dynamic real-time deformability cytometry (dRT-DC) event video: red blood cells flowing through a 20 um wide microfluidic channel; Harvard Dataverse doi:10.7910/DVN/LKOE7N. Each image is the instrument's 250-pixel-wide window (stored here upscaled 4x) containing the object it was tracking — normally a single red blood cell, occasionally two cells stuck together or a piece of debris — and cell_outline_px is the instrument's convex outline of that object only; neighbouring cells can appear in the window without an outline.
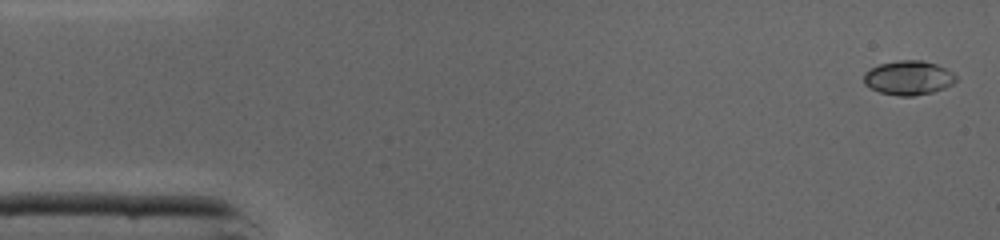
{"species": "common noctule bat (a hibernating species)", "species_latin": "Nyctalus noctula", "temperature_condition": "cold", "stored_images_in_passage": 45, "camera_frame_rate_fps": 3000, "um_per_image_px": 0.085, "animal": {"sex": "male", "body_mass_g": 19.0, "forearm_length_mm": 50.8}, "frame": {"image": 1, "passage_image": 1, "time_ms": 0.0, "image_size_px": [1000, 240], "cell_outline_px": [[956, 80], [952, 84], [944, 88], [932, 92], [912, 96], [900, 96], [880, 92], [864, 84], [864, 72], [880, 64], [896, 60], [924, 60], [936, 64], [952, 72], [956, 76]], "centroid_in_image_um": [77.22, 6.6], "position_along_channel_um": 7.8, "area_um2": 18.26}}
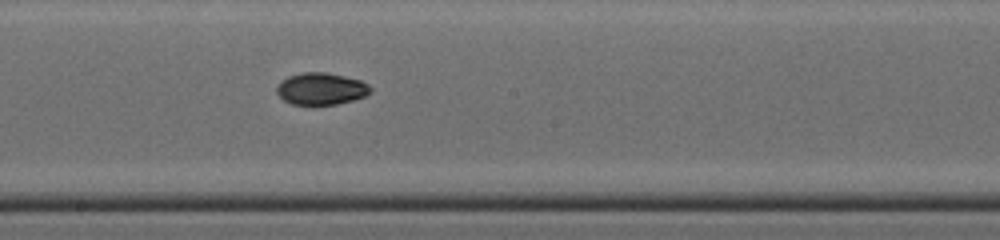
{"frame": {"image": 2, "passage_image": 24, "time_ms": 7.667, "image_size_px": [1000, 240], "cell_outline_px": [[372, 92], [364, 96], [352, 100], [336, 104], [292, 104], [284, 100], [276, 92], [276, 88], [288, 76], [300, 72], [324, 72], [344, 76], [360, 80], [368, 84], [372, 88]], "centroid_in_image_um": [27.31, 7.53], "position_along_channel_um": 220.9, "area_um2": 17.28}}
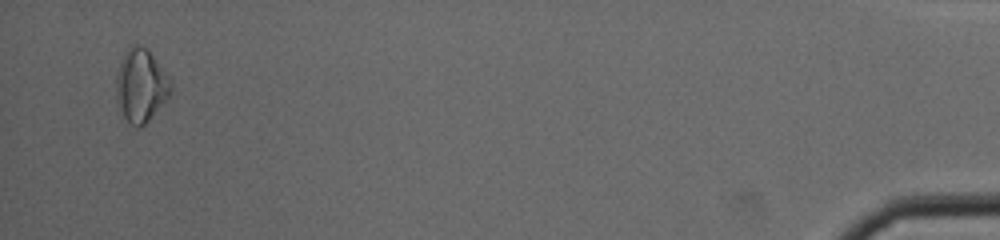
{"frame": {"image": 3, "passage_image": 44, "time_ms": 14.333, "image_size_px": [1000, 240], "cell_outline_px": [[172, 92], [148, 120], [144, 124], [136, 128], [124, 116], [116, 104], [116, 76], [120, 60], [124, 52], [132, 44], [140, 44], [148, 48], [168, 76], [172, 84]], "centroid_in_image_um": [11.96, 7.22], "position_along_channel_um": 423.2, "area_um2": 23.29}, "authors_computed_cell_mechanics": {"area_um2": 17.8024, "velocity_mm_per_s": 4.3673, "shape_relaxation_time_tau1_ms": 3.0545, "shape_relaxation_time_tau2_ms": 8.3396, "deformation_change_tau1": 0.1244, "deformation_change_tau2": 0.088}}